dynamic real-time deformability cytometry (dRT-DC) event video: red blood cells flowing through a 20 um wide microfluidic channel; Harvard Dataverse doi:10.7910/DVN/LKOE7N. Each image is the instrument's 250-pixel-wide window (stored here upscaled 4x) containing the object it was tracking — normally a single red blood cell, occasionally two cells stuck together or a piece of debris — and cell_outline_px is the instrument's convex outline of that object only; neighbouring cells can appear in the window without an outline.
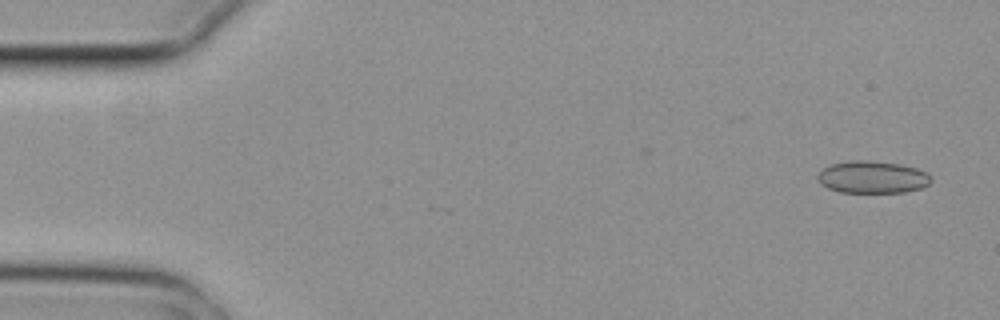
{"species": "common noctule bat (a hibernating species)", "species_latin": "Nyctalus noctula", "temperature_condition": "cold", "stored_images_in_passage": 6, "camera_frame_rate_fps": 3000, "um_per_image_px": 0.085, "animal": {"sex": "female", "body_mass_g": 29.2, "forearm_length_mm": 56.3}, "frame": {"image": 1, "passage_image": 1, "time_ms": 0.0, "image_size_px": [1000, 320], "cell_outline_px": [[932, 180], [928, 184], [920, 188], [904, 192], [840, 192], [828, 188], [820, 184], [816, 176], [824, 168], [832, 164], [848, 160], [868, 160], [900, 164], [916, 168], [928, 172]], "centroid_in_image_um": [74.15, 15.05], "position_along_channel_um": 10.9, "area_um2": 21.33}}
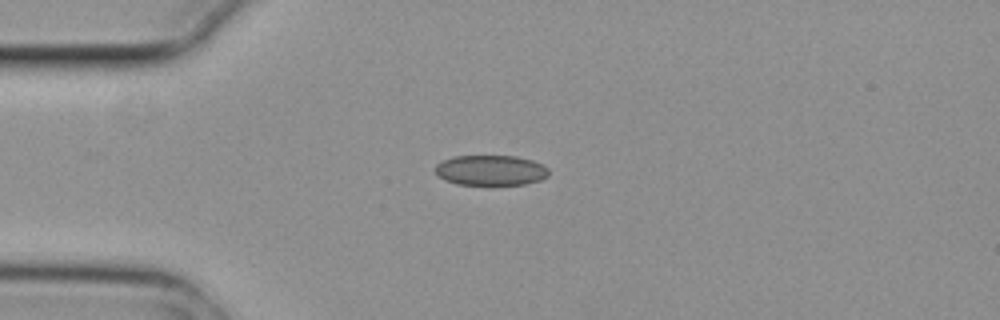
{"frame": {"image": 2, "passage_image": 4, "time_ms": 1.0, "image_size_px": [1000, 320], "cell_outline_px": [[548, 176], [540, 180], [524, 184], [492, 188], [456, 184], [444, 180], [436, 172], [436, 164], [452, 156], [516, 156], [532, 160], [544, 164], [548, 168]], "centroid_in_image_um": [41.73, 14.52], "position_along_channel_um": 43.3, "area_um2": 20.92}}
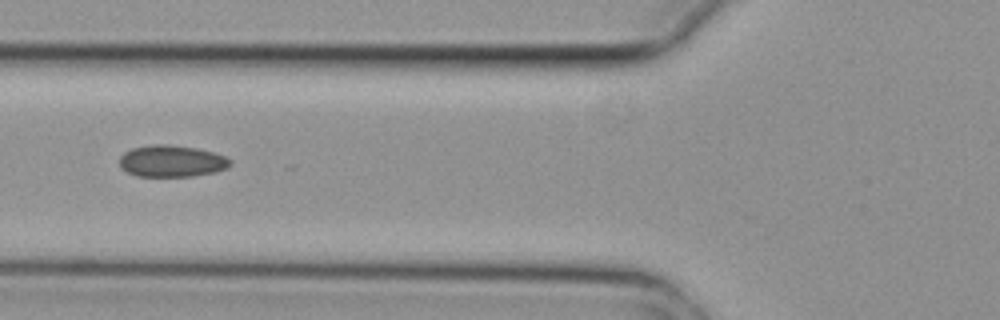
{"frame": {"image": 3, "passage_image": 6, "time_ms": 1.667, "image_size_px": [1000, 320], "cell_outline_px": [[232, 164], [228, 168], [216, 172], [192, 176], [136, 176], [120, 168], [120, 156], [124, 152], [132, 148], [156, 144], [164, 144], [196, 148], [212, 152], [224, 156], [232, 160]], "centroid_in_image_um": [14.6, 13.7], "position_along_channel_um": 111.2, "area_um2": 20.46}}